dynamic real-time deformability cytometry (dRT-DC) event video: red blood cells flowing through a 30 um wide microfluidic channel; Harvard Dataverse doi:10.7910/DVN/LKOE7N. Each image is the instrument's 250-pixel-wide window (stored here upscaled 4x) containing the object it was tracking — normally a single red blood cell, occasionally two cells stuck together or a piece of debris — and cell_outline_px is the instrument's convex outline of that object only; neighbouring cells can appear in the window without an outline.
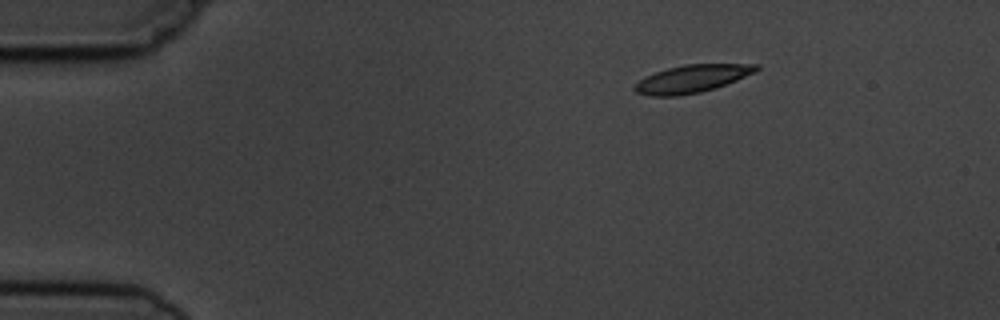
{"species": "common noctule bat (a hibernating species)", "species_latin": "Nyctalus noctula", "temperature_condition": "cold", "stored_images_in_passage": 4, "camera_frame_rate_fps": 3000, "um_per_image_px": 0.085, "animal": {"sex": "male", "body_mass_g": 19.5, "forearm_length_mm": 54.6}, "frame": {"image": 1, "passage_image": 1, "time_ms": 0.0, "image_size_px": [1000, 320], "cell_outline_px": [[760, 68], [756, 72], [716, 88], [700, 92], [680, 96], [652, 96], [636, 92], [632, 88], [644, 76], [668, 68], [684, 64], [760, 64]], "centroid_in_image_um": [58.83, 6.69], "position_along_channel_um": 26.2, "area_um2": 19.65}}
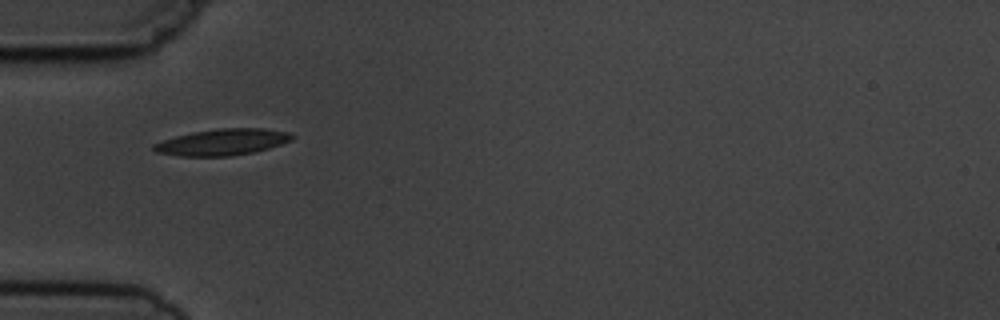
{"frame": {"image": 2, "passage_image": 3, "time_ms": 3.0, "image_size_px": [1000, 320], "cell_outline_px": [[296, 136], [292, 140], [268, 148], [252, 152], [232, 156], [180, 156], [156, 152], [152, 148], [152, 144], [176, 136], [192, 132], [216, 128], [264, 128], [288, 132]], "centroid_in_image_um": [18.91, 12.07], "position_along_channel_um": 66.1, "area_um2": 21.21}}
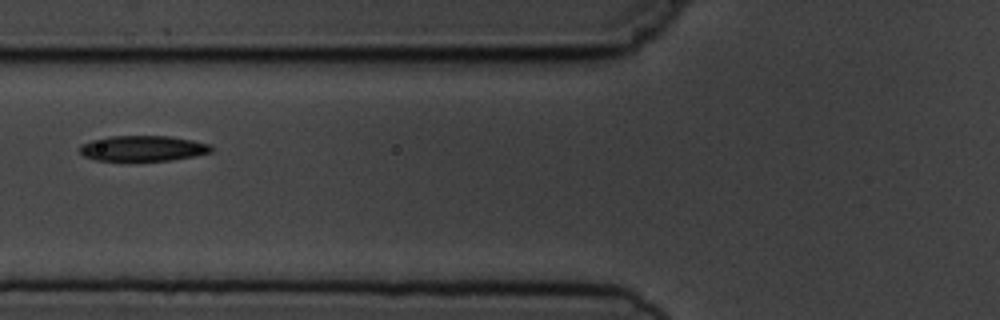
{"frame": {"image": 3, "passage_image": 4, "time_ms": 4.333, "image_size_px": [1000, 320], "cell_outline_px": [[212, 152], [196, 156], [172, 160], [96, 160], [84, 156], [80, 152], [80, 144], [92, 140], [112, 136], [172, 136], [212, 144]], "centroid_in_image_um": [12.19, 12.6], "position_along_channel_um": 113.6, "area_um2": 19.54}}